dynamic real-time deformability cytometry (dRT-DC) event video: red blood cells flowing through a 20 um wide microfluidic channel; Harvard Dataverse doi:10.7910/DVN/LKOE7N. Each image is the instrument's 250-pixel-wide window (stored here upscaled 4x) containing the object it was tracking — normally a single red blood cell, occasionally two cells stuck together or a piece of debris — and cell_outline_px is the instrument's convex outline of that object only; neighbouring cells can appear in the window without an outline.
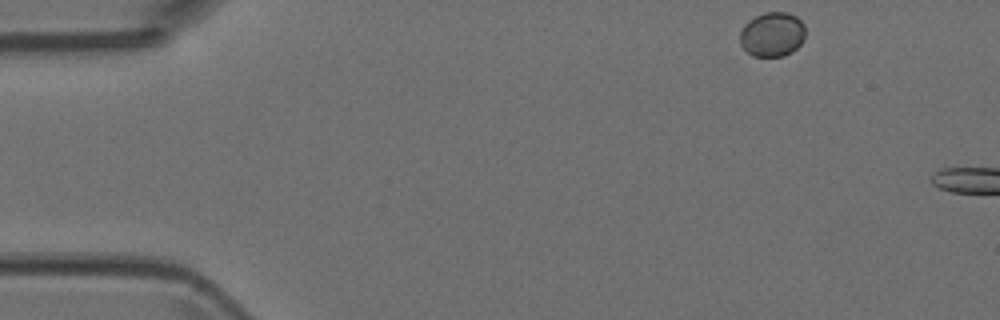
{"species": "Egyptian fruit bat (a non-hibernating species)", "species_latin": "Rousettus aegyptiacus", "temperature_condition": "room temperature", "stored_images_in_passage": 4, "camera_frame_rate_fps": 3000, "um_per_image_px": 0.085, "animal": {"sex": "female"}, "frame": {"image": 1, "passage_image": 1, "time_ms": 0.0, "image_size_px": [1000, 320], "cell_outline_px": [[804, 40], [792, 52], [784, 56], [752, 56], [740, 44], [740, 32], [744, 24], [748, 20], [764, 12], [788, 12], [796, 16], [804, 24]], "centroid_in_image_um": [65.64, 2.91], "position_along_channel_um": 19.4, "area_um2": 17.05}}
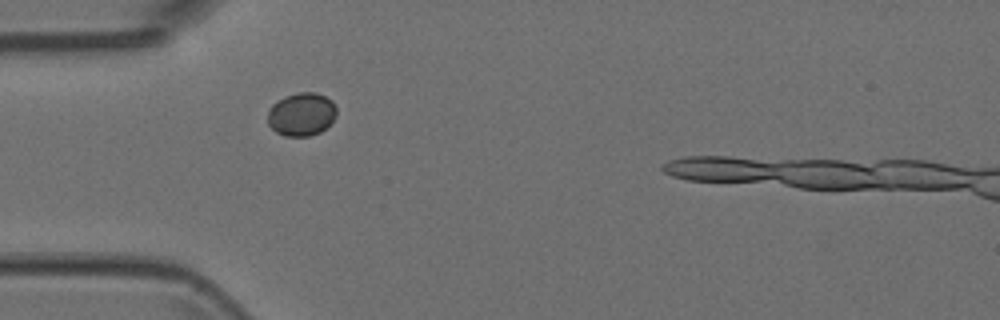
{"frame": {"image": 2, "passage_image": 4, "time_ms": 1.0, "image_size_px": [1000, 320], "cell_outline_px": [[336, 116], [320, 132], [308, 136], [284, 136], [276, 132], [268, 124], [268, 112], [272, 104], [276, 100], [284, 96], [296, 92], [316, 92], [332, 100], [336, 108]], "centroid_in_image_um": [25.6, 9.69], "position_along_channel_um": 59.4, "area_um2": 17.4}}